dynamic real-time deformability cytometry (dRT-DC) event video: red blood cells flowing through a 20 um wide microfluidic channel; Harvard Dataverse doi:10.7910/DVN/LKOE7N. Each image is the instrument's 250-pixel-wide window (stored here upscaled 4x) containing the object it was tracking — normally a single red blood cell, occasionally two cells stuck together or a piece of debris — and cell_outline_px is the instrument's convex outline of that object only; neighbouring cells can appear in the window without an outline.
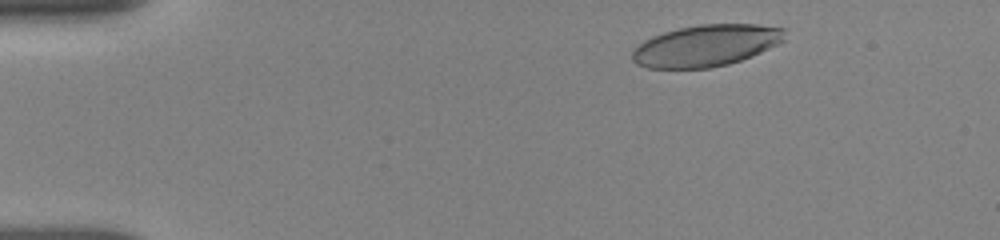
{"species": "human", "species_latin": "Homo sapiens", "temperature_condition": "room temperature", "stored_images_in_passage": 17, "camera_frame_rate_fps": 3000, "um_per_image_px": 0.085, "donor": {"sex": "female"}, "frame": {"image": 1, "passage_image": 3, "time_ms": 0.667, "image_size_px": [1000, 240], "cell_outline_px": [[784, 40], [760, 52], [740, 60], [728, 64], [712, 68], [648, 68], [636, 64], [632, 60], [632, 52], [644, 40], [652, 36], [664, 32], [680, 28], [700, 24], [756, 24], [784, 28]], "centroid_in_image_um": [59.99, 3.88], "position_along_channel_um": 25.0, "area_um2": 36.7}}
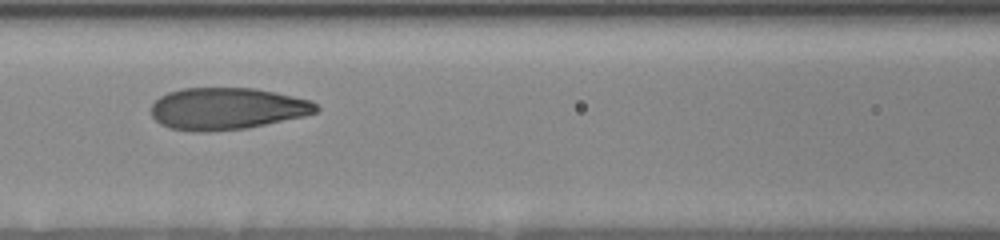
{"frame": {"image": 2, "passage_image": 15, "time_ms": 6.0, "image_size_px": [1000, 240], "cell_outline_px": [[320, 108], [316, 112], [304, 116], [248, 128], [208, 132], [192, 132], [168, 128], [160, 124], [152, 116], [152, 104], [160, 96], [168, 92], [184, 88], [256, 88], [276, 92], [312, 100]], "centroid_in_image_um": [19.3, 9.24], "position_along_channel_um": 147.3, "area_um2": 40.63}}
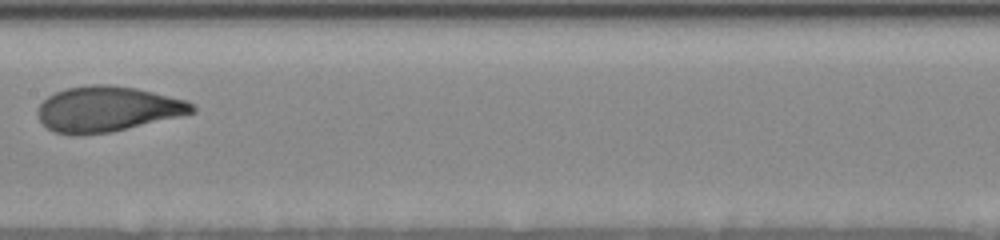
{"frame": {"image": 3, "passage_image": 17, "time_ms": 7.333, "image_size_px": [1000, 240], "cell_outline_px": [[196, 112], [180, 116], [112, 132], [80, 136], [56, 132], [48, 128], [40, 120], [36, 112], [36, 108], [48, 96], [64, 88], [92, 84], [108, 84], [136, 88], [188, 100], [196, 108]], "centroid_in_image_um": [9.12, 9.27], "position_along_channel_um": 198.3, "area_um2": 41.04}}